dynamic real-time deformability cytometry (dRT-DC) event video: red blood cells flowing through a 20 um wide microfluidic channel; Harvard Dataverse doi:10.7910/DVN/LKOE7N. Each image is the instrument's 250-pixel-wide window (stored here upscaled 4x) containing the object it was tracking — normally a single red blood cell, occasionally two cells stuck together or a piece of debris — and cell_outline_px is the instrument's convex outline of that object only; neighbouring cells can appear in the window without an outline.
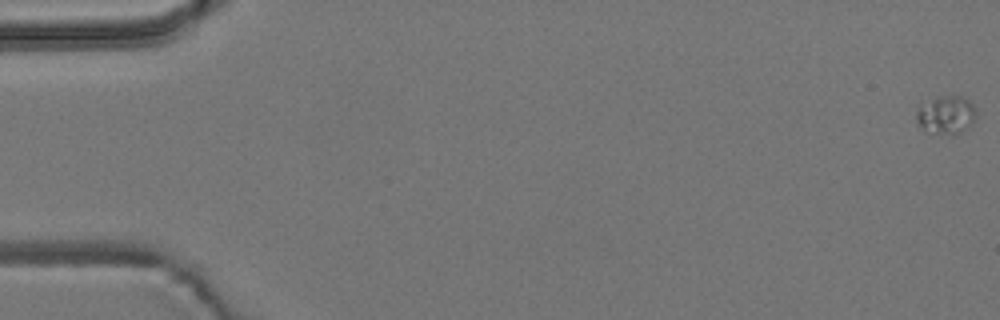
{"species": "common noctule bat (a hibernating species)", "species_latin": "Nyctalus noctula", "temperature_condition": "room temperature", "stored_images_in_passage": 4, "camera_frame_rate_fps": 3000, "um_per_image_px": 0.085, "animal": {"sex": "male", "body_mass_g": 19.2, "forearm_length_mm": 51.8}, "frame": {"image": 1, "passage_image": 1, "time_ms": 0.0, "image_size_px": [1000, 320], "cell_outline_px": [[976, 116], [960, 132], [952, 136], [936, 132], [924, 128], [916, 120], [916, 112], [920, 108], [936, 96], [960, 96], [968, 100], [976, 108]], "centroid_in_image_um": [80.44, 9.74], "position_along_channel_um": 4.6, "area_um2": 12.72}}